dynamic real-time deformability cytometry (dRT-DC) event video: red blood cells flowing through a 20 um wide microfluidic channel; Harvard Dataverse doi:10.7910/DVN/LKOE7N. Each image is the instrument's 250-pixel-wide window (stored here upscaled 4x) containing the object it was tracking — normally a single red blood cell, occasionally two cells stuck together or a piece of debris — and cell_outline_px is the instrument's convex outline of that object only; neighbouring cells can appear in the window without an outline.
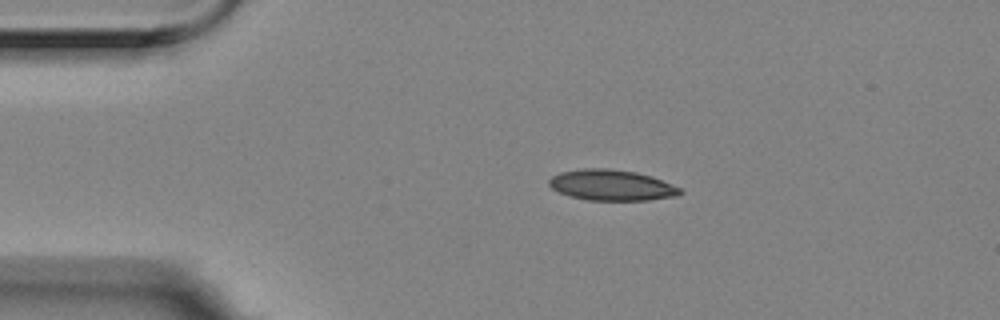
{"species": "Egyptian fruit bat (a non-hibernating species)", "species_latin": "Rousettus aegyptiacus", "temperature_condition": "room temperature", "stored_images_in_passage": 3, "camera_frame_rate_fps": 3000, "um_per_image_px": 0.085, "animal": {"sex": "female"}, "frame": {"image": 1, "passage_image": 1, "time_ms": 0.0, "image_size_px": [1000, 320], "cell_outline_px": [[684, 192], [676, 196], [648, 200], [588, 200], [568, 196], [552, 188], [548, 184], [548, 180], [552, 176], [560, 172], [584, 168], [608, 168], [636, 172], [652, 176], [680, 188]], "centroid_in_image_um": [51.97, 15.73], "position_along_channel_um": 33.0, "area_um2": 23.52}}